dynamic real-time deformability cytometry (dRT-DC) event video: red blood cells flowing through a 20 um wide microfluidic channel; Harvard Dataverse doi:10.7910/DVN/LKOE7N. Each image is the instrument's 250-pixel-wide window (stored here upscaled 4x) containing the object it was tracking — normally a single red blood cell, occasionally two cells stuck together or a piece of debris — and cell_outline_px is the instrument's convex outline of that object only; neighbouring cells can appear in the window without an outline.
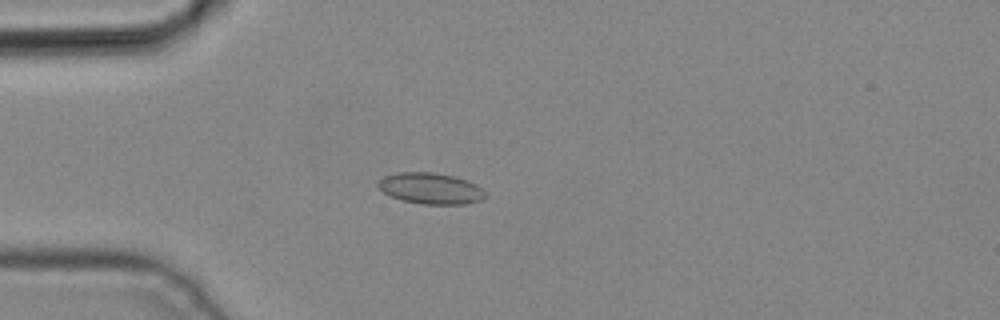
{"species": "common noctule bat (a hibernating species)", "species_latin": "Nyctalus noctula", "temperature_condition": "cold", "stored_images_in_passage": 4, "camera_frame_rate_fps": 3000, "um_per_image_px": 0.085, "animal": {"sex": "male", "body_mass_g": 19.2, "forearm_length_mm": 51.8}, "frame": {"image": 1, "passage_image": 4, "time_ms": 1.0, "image_size_px": [1000, 320], "cell_outline_px": [[488, 196], [480, 200], [464, 204], [420, 204], [400, 200], [388, 196], [376, 184], [384, 176], [396, 172], [432, 172], [452, 176], [476, 184]], "centroid_in_image_um": [36.56, 16.02], "position_along_channel_um": 48.4, "area_um2": 19.42}}